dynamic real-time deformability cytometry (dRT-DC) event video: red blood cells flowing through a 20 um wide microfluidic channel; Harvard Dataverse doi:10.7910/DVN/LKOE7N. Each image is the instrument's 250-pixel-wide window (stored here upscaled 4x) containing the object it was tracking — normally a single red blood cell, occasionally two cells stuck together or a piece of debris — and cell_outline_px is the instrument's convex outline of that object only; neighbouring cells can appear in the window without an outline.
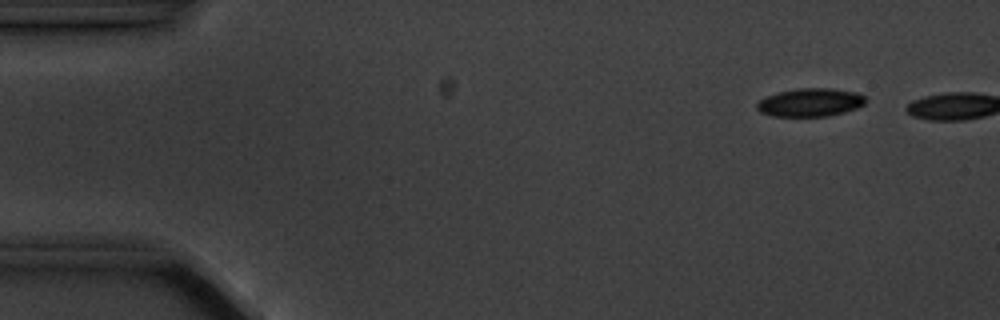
{"species": "common noctule bat (a hibernating species)", "species_latin": "Nyctalus noctula", "temperature_condition": "cold", "stored_images_in_passage": 3, "camera_frame_rate_fps": 3000, "um_per_image_px": 0.085, "animal": {"sex": "male", "body_mass_g": 20.1, "forearm_length_mm": 53.5}, "frame": {"image": 1, "passage_image": 2, "time_ms": 1.333, "image_size_px": [1000, 320], "cell_outline_px": [[864, 104], [856, 108], [844, 112], [828, 116], [772, 116], [760, 112], [756, 108], [756, 104], [764, 96], [796, 88], [832, 88], [856, 92], [864, 96]], "centroid_in_image_um": [68.84, 8.7], "position_along_channel_um": 16.2, "area_um2": 17.86}}